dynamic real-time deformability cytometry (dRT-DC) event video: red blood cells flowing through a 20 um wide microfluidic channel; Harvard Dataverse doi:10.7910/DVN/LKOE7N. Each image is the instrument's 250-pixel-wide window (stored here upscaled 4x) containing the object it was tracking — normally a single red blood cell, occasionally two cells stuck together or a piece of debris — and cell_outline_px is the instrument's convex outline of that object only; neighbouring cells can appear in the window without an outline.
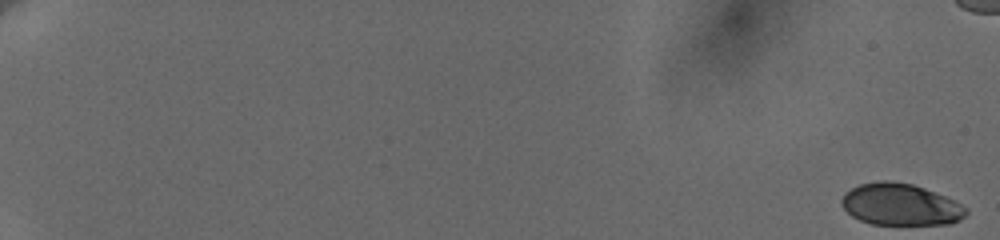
{"species": "human", "species_latin": "Homo sapiens", "temperature_condition": "cold", "stored_images_in_passage": 44, "camera_frame_rate_fps": 3000, "um_per_image_px": 0.085, "donor": {"sex": "female"}, "frame": {"image": 1, "passage_image": 1, "time_ms": 0.0, "image_size_px": [1000, 240], "cell_outline_px": [[968, 212], [960, 220], [952, 224], [872, 224], [860, 220], [852, 216], [840, 204], [840, 200], [844, 192], [860, 184], [880, 180], [892, 180], [912, 184], [924, 188], [956, 200], [968, 208]], "centroid_in_image_um": [76.55, 17.38], "position_along_channel_um": 8.4, "area_um2": 30.58}}
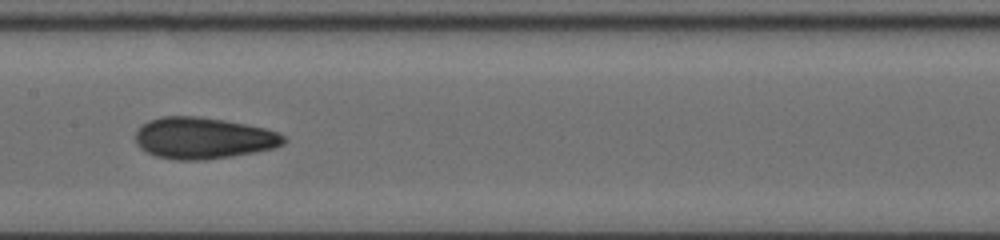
{"frame": {"image": 2, "passage_image": 26, "time_ms": 11.333, "image_size_px": [1000, 240], "cell_outline_px": [[288, 140], [284, 144], [272, 148], [232, 156], [204, 160], [176, 160], [156, 156], [140, 148], [136, 144], [136, 132], [148, 120], [160, 116], [200, 116], [224, 120], [264, 128], [276, 132], [284, 136]], "centroid_in_image_um": [17.26, 11.73], "position_along_channel_um": 190.1, "area_um2": 35.66}}
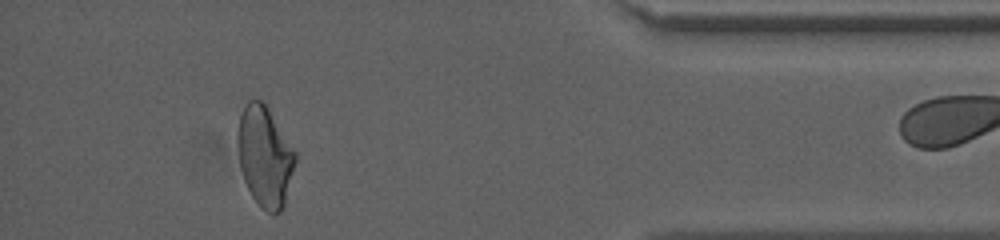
{"frame": {"image": 3, "passage_image": 41, "time_ms": 18.333, "image_size_px": [1000, 240], "cell_outline_px": [[296, 160], [284, 204], [280, 212], [268, 212], [260, 208], [252, 196], [244, 180], [240, 168], [236, 144], [236, 132], [240, 116], [248, 100], [260, 100], [268, 108], [296, 152]], "centroid_in_image_um": [22.48, 13.29], "position_along_channel_um": 412.7, "area_um2": 33.58}, "authors_computed_cell_mechanics": {"area_um2": 33.5818, "velocity_mm_per_s": 3.6535, "shape_relaxation_time_tau1_ms": 4.931, "shape_relaxation_time_tau2_ms": 2.225, "deformation_change_tau1": 0.1469, "deformation_change_tau2": 0.0721}}